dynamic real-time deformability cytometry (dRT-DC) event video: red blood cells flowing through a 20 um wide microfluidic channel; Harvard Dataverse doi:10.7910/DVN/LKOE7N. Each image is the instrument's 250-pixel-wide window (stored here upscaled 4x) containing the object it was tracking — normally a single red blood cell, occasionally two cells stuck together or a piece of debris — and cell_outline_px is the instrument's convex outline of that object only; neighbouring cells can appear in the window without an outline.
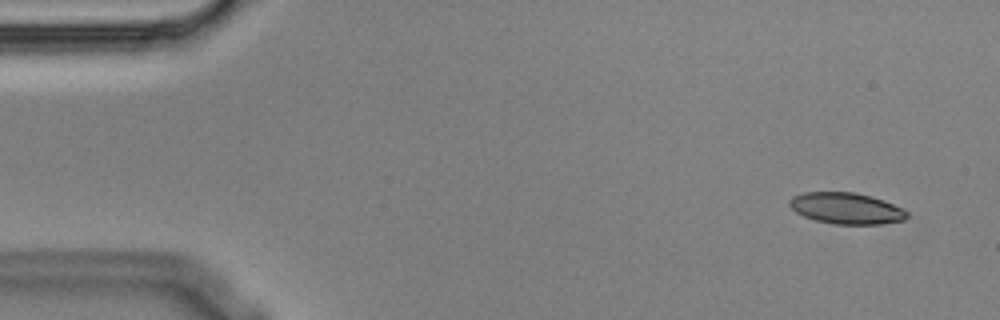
{"species": "Egyptian fruit bat (a non-hibernating species)", "species_latin": "Rousettus aegyptiacus", "temperature_condition": "cold", "stored_images_in_passage": 3, "camera_frame_rate_fps": 3000, "um_per_image_px": 0.085, "animal": {"sex": "male"}, "frame": {"image": 1, "passage_image": 1, "time_ms": 0.0, "image_size_px": [1000, 320], "cell_outline_px": [[908, 216], [904, 220], [880, 224], [832, 224], [816, 220], [804, 216], [796, 212], [788, 204], [788, 200], [792, 196], [804, 192], [852, 192], [872, 196], [884, 200], [904, 208], [908, 212]], "centroid_in_image_um": [71.95, 17.7], "position_along_channel_um": 13.1, "area_um2": 21.56}}